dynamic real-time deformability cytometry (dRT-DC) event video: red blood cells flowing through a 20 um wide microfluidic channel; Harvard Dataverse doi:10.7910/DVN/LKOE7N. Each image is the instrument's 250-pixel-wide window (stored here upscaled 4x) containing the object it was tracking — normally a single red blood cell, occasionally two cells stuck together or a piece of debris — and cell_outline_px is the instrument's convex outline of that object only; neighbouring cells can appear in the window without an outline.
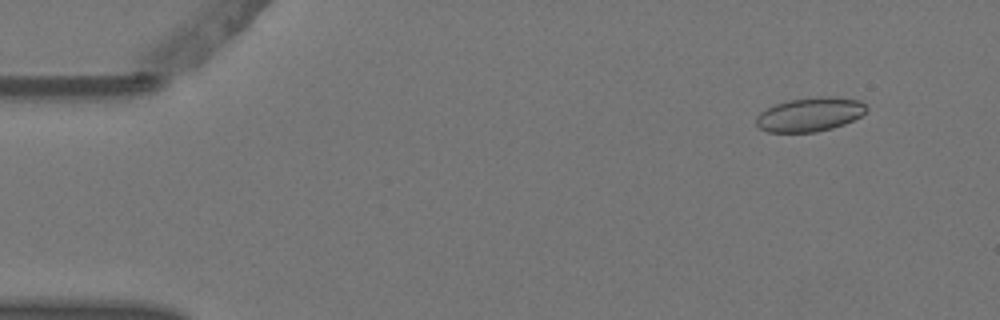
{"species": "Egyptian fruit bat (a non-hibernating species)", "species_latin": "Rousettus aegyptiacus", "temperature_condition": "warm", "stored_images_in_passage": 5, "camera_frame_rate_fps": 3000, "um_per_image_px": 0.085, "animal": {"sex": "female"}, "frame": {"image": 1, "passage_image": 2, "time_ms": 0.333, "image_size_px": [1000, 320], "cell_outline_px": [[868, 108], [860, 116], [844, 124], [832, 128], [816, 132], [768, 132], [760, 128], [756, 124], [756, 116], [760, 112], [776, 104], [788, 100], [816, 96], [836, 96], [860, 100]], "centroid_in_image_um": [68.84, 9.71], "position_along_channel_um": 16.2, "area_um2": 21.91}}
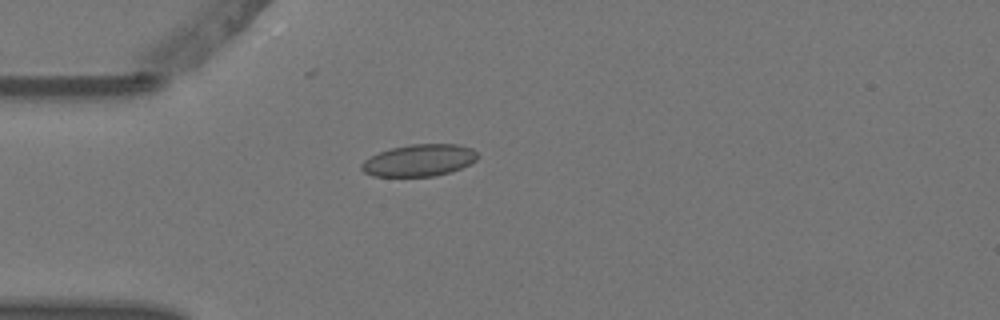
{"frame": {"image": 2, "passage_image": 5, "time_ms": 1.333, "image_size_px": [1000, 320], "cell_outline_px": [[480, 156], [476, 160], [460, 168], [448, 172], [432, 176], [372, 176], [364, 172], [360, 168], [360, 164], [364, 160], [380, 152], [392, 148], [412, 144], [456, 144], [472, 148]], "centroid_in_image_um": [35.62, 13.62], "position_along_channel_um": 49.4, "area_um2": 21.39}}